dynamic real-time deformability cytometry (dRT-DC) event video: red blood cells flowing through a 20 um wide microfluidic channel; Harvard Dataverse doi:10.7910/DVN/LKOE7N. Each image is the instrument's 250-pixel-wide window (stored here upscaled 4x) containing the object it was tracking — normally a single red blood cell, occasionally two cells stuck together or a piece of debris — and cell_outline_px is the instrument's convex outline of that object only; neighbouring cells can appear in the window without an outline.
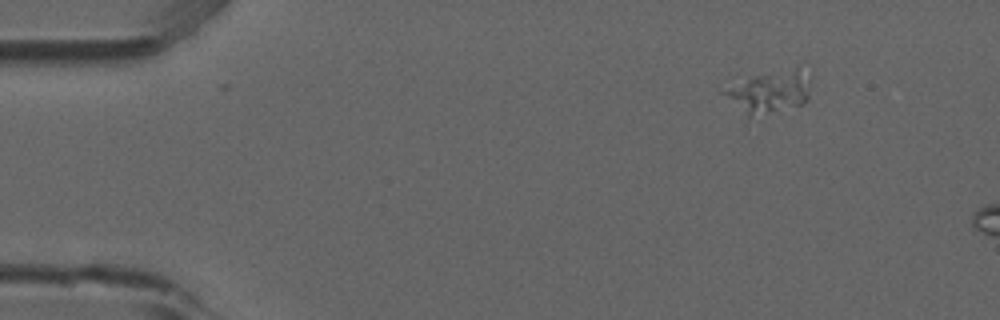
{"species": "common noctule bat (a hibernating species)", "species_latin": "Nyctalus noctula", "temperature_condition": "room temperature", "stored_images_in_passage": 6, "camera_frame_rate_fps": 3000, "um_per_image_px": 0.085, "animal": {"sex": "male", "forearm_length_mm": 52.5}, "frame": {"image": 1, "passage_image": 6, "time_ms": 1.667, "image_size_px": [1000, 320], "cell_outline_px": [[808, 100], [804, 104], [748, 120], [716, 88], [752, 76], [796, 68], [808, 80]], "centroid_in_image_um": [65.22, 7.9], "position_along_channel_um": 19.8, "area_um2": 21.68}}